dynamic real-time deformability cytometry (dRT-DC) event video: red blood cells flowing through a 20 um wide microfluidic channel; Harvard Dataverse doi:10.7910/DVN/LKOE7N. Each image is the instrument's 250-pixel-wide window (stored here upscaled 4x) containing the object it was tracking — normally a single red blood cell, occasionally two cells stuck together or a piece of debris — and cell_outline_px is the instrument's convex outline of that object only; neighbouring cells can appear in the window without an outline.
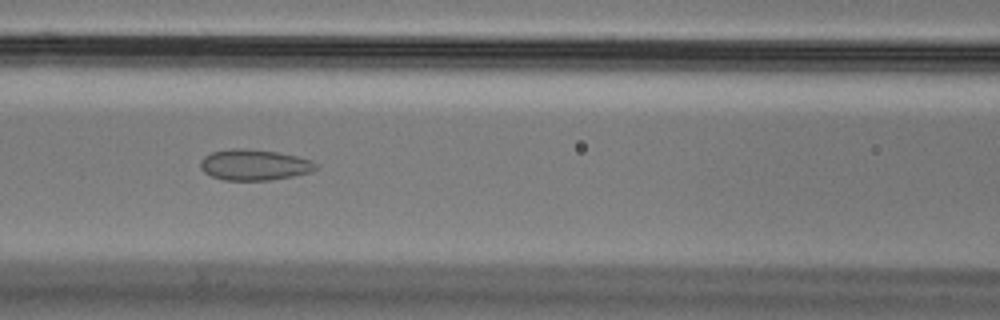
{"species": "Egyptian fruit bat (a non-hibernating species)", "species_latin": "Rousettus aegyptiacus", "temperature_condition": "cold", "stored_images_in_passage": 55, "segment_of_instrument_passage": [1, 2], "camera_frame_rate_fps": 3000, "um_per_image_px": 0.085, "animal": {"sex": "male"}, "frame": {"image": 1, "passage_image": 24, "time_ms": 7.667, "image_size_px": [1000, 320], "cell_outline_px": [[316, 168], [312, 172], [272, 180], [224, 180], [212, 176], [204, 172], [200, 168], [200, 160], [204, 156], [212, 152], [232, 148], [236, 148], [276, 152], [296, 156], [312, 160], [316, 164]], "centroid_in_image_um": [21.59, 14.02], "position_along_channel_um": 145.0, "area_um2": 20.63}}
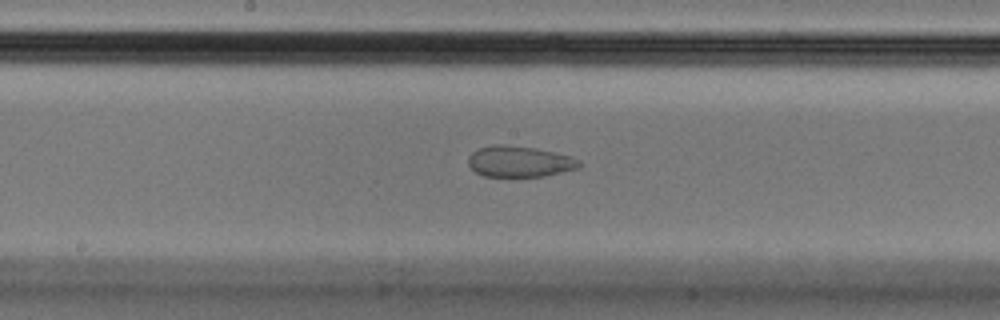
{"frame": {"image": 2, "passage_image": 29, "time_ms": 9.333, "image_size_px": [1000, 320], "cell_outline_px": [[584, 164], [580, 168], [544, 176], [512, 180], [484, 176], [476, 172], [468, 164], [468, 156], [472, 152], [480, 148], [496, 144], [500, 144], [536, 148], [556, 152], [572, 156], [580, 160]], "centroid_in_image_um": [44.19, 13.78], "position_along_channel_um": 204.0, "area_um2": 21.04}}
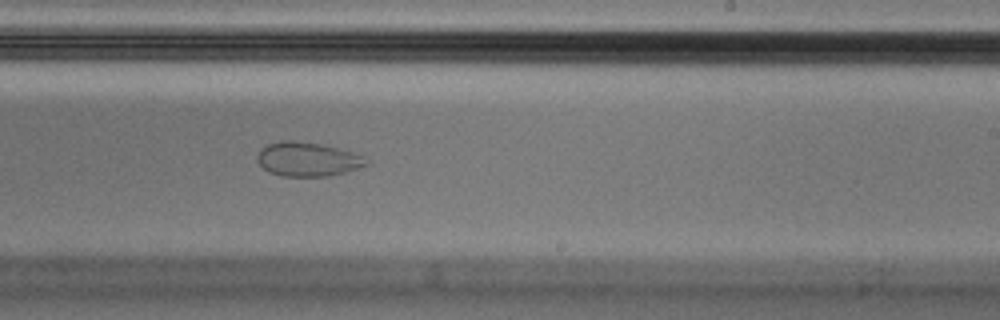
{"frame": {"image": 3, "passage_image": 34, "time_ms": 11.0, "image_size_px": [1000, 320], "cell_outline_px": [[368, 164], [344, 172], [328, 176], [280, 176], [268, 172], [256, 160], [256, 156], [260, 148], [268, 144], [284, 140], [292, 140], [320, 144], [352, 152], [364, 156]], "centroid_in_image_um": [26.08, 13.53], "position_along_channel_um": 262.9, "area_um2": 21.5}}